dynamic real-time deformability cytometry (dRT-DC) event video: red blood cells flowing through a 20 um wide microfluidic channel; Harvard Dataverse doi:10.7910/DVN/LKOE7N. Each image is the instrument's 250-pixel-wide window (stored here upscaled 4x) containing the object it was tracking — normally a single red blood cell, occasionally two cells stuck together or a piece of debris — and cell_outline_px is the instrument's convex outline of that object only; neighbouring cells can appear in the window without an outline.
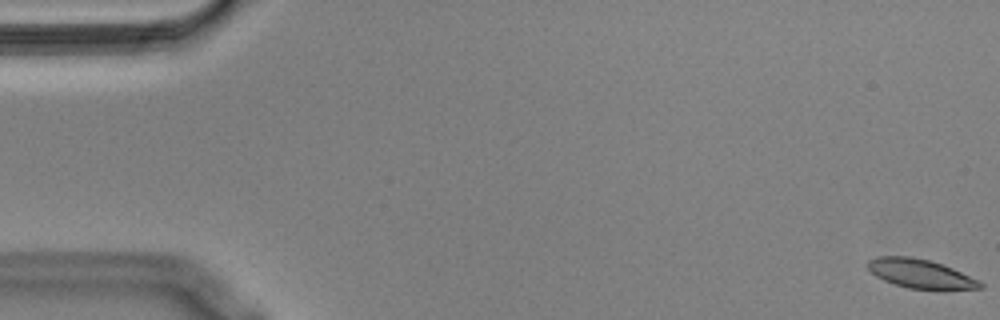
{"species": "Egyptian fruit bat (a non-hibernating species)", "species_latin": "Rousettus aegyptiacus", "temperature_condition": "cold", "stored_images_in_passage": 58, "camera_frame_rate_fps": 3000, "um_per_image_px": 0.085, "animal": {"sex": "male"}, "frame": {"image": 1, "passage_image": 1, "time_ms": 0.0, "image_size_px": [1000, 320], "cell_outline_px": [[984, 288], [944, 292], [908, 288], [884, 280], [876, 276], [864, 264], [868, 260], [876, 256], [908, 256], [928, 260], [952, 268], [980, 280], [984, 284]], "centroid_in_image_um": [78.31, 23.31], "position_along_channel_um": 6.7, "area_um2": 19.65}}
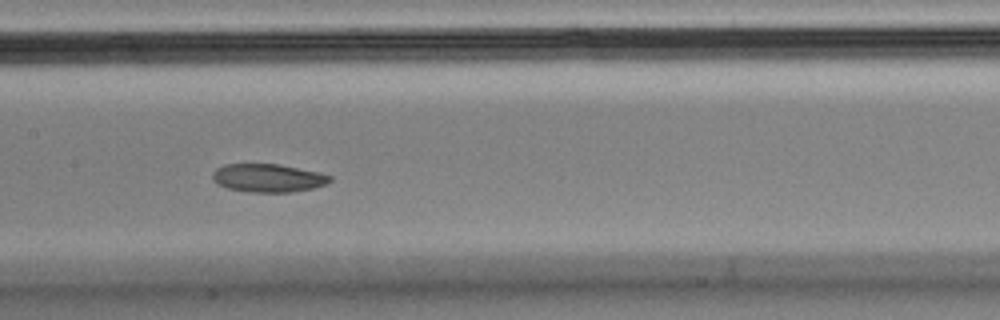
{"frame": {"image": 2, "passage_image": 28, "time_ms": 9.0, "image_size_px": [1000, 320], "cell_outline_px": [[332, 180], [328, 184], [312, 188], [292, 192], [248, 192], [228, 188], [216, 184], [212, 180], [212, 172], [216, 168], [224, 164], [280, 164], [320, 172], [332, 176]], "centroid_in_image_um": [22.78, 15.12], "position_along_channel_um": 184.6, "area_um2": 19.59}}
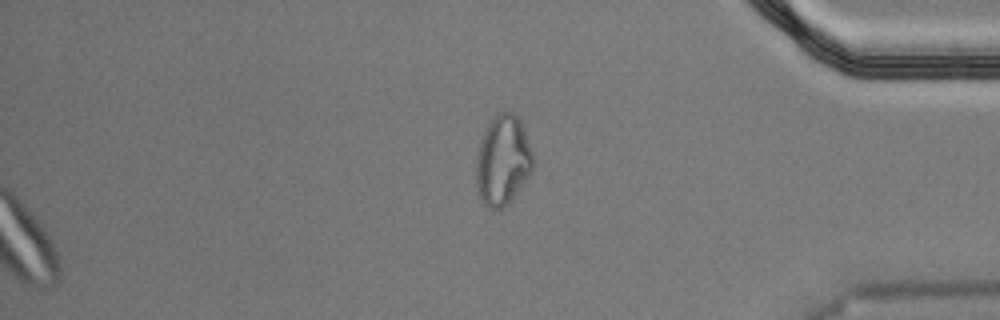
{"frame": {"image": 3, "passage_image": 58, "time_ms": 19.0, "image_size_px": [1000, 320], "cell_outline_px": [[536, 164], [532, 172], [512, 200], [508, 204], [500, 208], [488, 208], [484, 204], [480, 196], [476, 184], [476, 156], [480, 136], [484, 128], [496, 112], [512, 112], [520, 120], [524, 128], [536, 160]], "centroid_in_image_um": [42.75, 13.6], "position_along_channel_um": 392.4, "area_um2": 30.58}}